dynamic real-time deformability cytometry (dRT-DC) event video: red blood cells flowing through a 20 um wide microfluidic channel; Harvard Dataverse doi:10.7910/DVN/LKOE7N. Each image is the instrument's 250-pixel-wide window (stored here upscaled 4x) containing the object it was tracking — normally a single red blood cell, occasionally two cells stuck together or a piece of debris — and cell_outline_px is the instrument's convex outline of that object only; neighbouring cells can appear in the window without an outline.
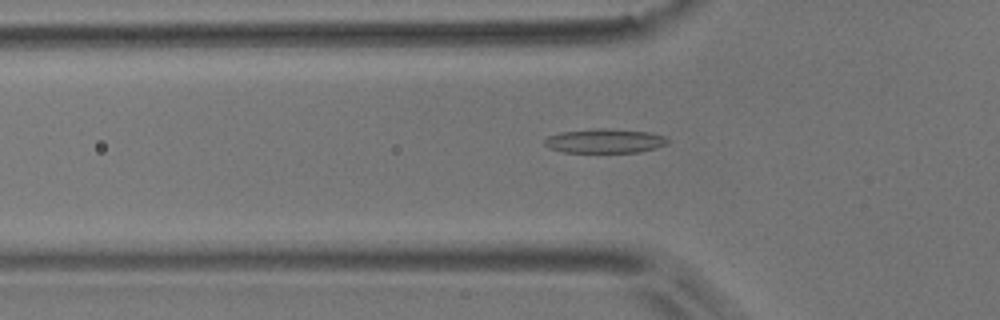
{"species": "common noctule bat (a hibernating species)", "species_latin": "Nyctalus noctula", "temperature_condition": "room temperature", "stored_images_in_passage": 39, "camera_frame_rate_fps": 3000, "um_per_image_px": 0.085, "animal": {"sex": "male", "body_mass_g": 17.9}, "frame": {"image": 1, "passage_image": 3, "time_ms": 0.667, "image_size_px": [1000, 320], "cell_outline_px": [[668, 144], [640, 152], [564, 152], [548, 148], [544, 144], [544, 140], [548, 136], [560, 132], [600, 128], [648, 132], [664, 136], [668, 140]], "centroid_in_image_um": [51.38, 11.98], "position_along_channel_um": 74.4, "area_um2": 17.22}}
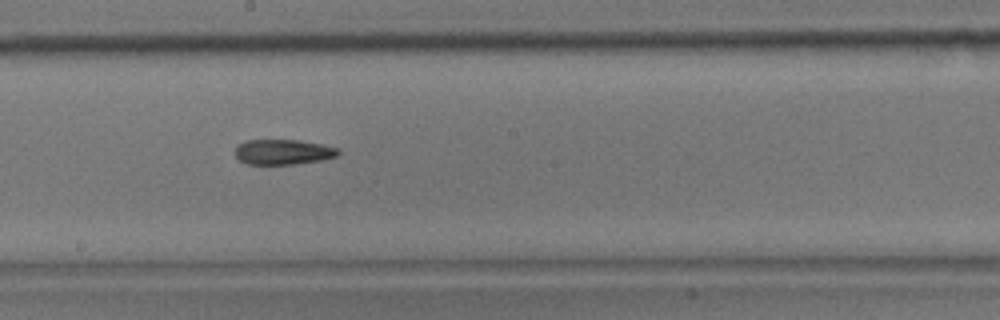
{"frame": {"image": 2, "passage_image": 15, "time_ms": 4.667, "image_size_px": [1000, 320], "cell_outline_px": [[340, 152], [336, 156], [320, 160], [296, 164], [248, 164], [240, 160], [236, 156], [236, 148], [240, 144], [248, 140], [296, 140], [324, 144], [340, 148]], "centroid_in_image_um": [24.11, 12.91], "position_along_channel_um": 224.1, "area_um2": 15.03}}
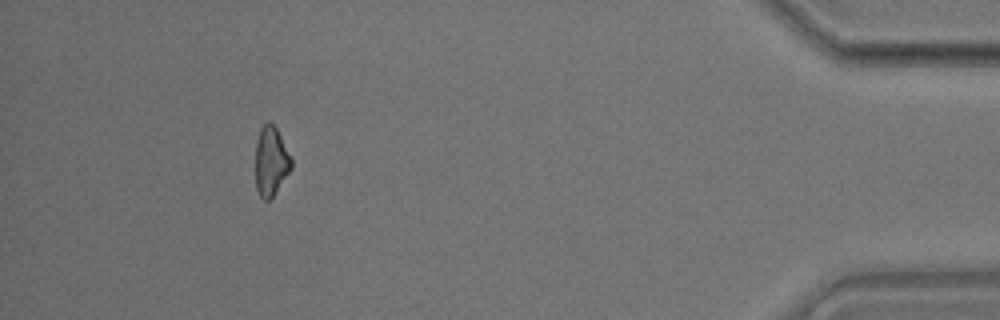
{"frame": {"image": 3, "passage_image": 35, "time_ms": 11.333, "image_size_px": [1000, 320], "cell_outline_px": [[292, 168], [272, 196], [268, 200], [264, 200], [260, 196], [256, 188], [256, 140], [260, 128], [268, 120], [276, 128], [292, 156]], "centroid_in_image_um": [23.04, 13.67], "position_along_channel_um": 412.2, "area_um2": 14.45}, "authors_computed_cell_mechanics": {"area_um2": 15.317, "velocity_mm_per_s": 3.7307, "shape_relaxation_time_tau1_ms": 10.4619, "shape_relaxation_time_tau2_ms": null, "deformation_change_tau1": 0.2097, "deformation_change_tau2": null}}